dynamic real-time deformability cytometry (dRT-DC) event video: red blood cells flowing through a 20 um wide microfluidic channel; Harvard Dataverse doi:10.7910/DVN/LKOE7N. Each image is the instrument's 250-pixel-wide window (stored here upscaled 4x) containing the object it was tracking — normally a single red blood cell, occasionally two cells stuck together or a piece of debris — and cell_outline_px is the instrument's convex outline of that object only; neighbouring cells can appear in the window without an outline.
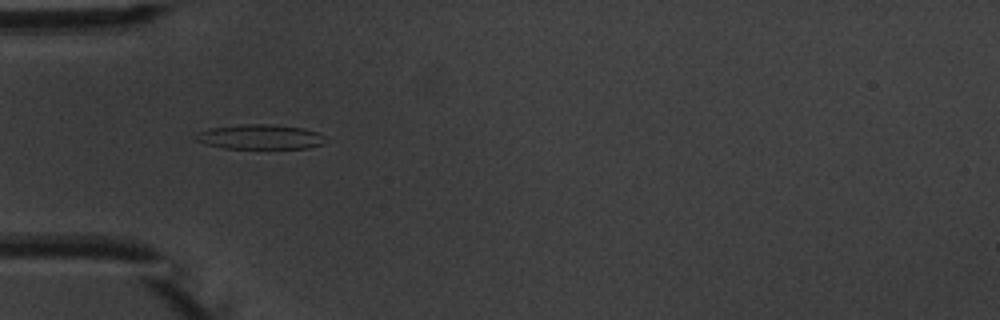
{"species": "common noctule bat (a hibernating species)", "species_latin": "Nyctalus noctula", "temperature_condition": "warm", "stored_images_in_passage": 4, "camera_frame_rate_fps": 3000, "um_per_image_px": 0.085, "animal": {"sex": "male", "body_mass_g": 20.1, "forearm_length_mm": 53.5}, "frame": {"image": 1, "passage_image": 3, "time_ms": 3.333, "image_size_px": [1000, 320], "cell_outline_px": [[324, 144], [308, 148], [224, 148], [204, 144], [196, 140], [192, 136], [196, 132], [212, 128], [240, 124], [268, 124], [304, 128], [316, 132], [324, 136]], "centroid_in_image_um": [22.06, 11.63], "position_along_channel_um": 62.9, "area_um2": 18.73}}